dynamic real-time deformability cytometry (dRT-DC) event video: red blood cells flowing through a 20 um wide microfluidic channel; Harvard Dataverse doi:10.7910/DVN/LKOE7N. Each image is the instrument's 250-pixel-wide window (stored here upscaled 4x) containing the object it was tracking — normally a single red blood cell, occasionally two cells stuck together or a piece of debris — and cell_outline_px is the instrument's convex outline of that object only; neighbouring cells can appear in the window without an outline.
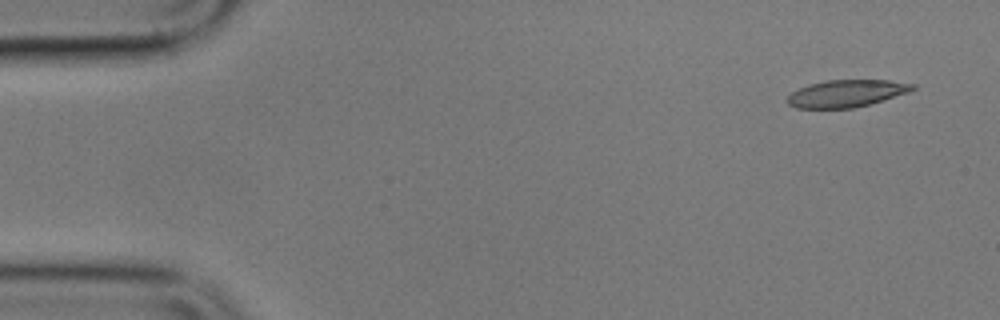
{"species": "common noctule bat (a hibernating species)", "species_latin": "Nyctalus noctula", "temperature_condition": "cold", "stored_images_in_passage": 4, "camera_frame_rate_fps": 3000, "um_per_image_px": 0.085, "animal": {"sex": "male", "body_mass_g": 17.9}, "frame": {"image": 1, "passage_image": 1, "time_ms": 0.0, "image_size_px": [1000, 320], "cell_outline_px": [[916, 88], [908, 92], [868, 104], [852, 108], [796, 108], [788, 104], [784, 100], [792, 92], [808, 84], [828, 80], [888, 80], [916, 84]], "centroid_in_image_um": [71.91, 7.94], "position_along_channel_um": 13.1, "area_um2": 19.71}}
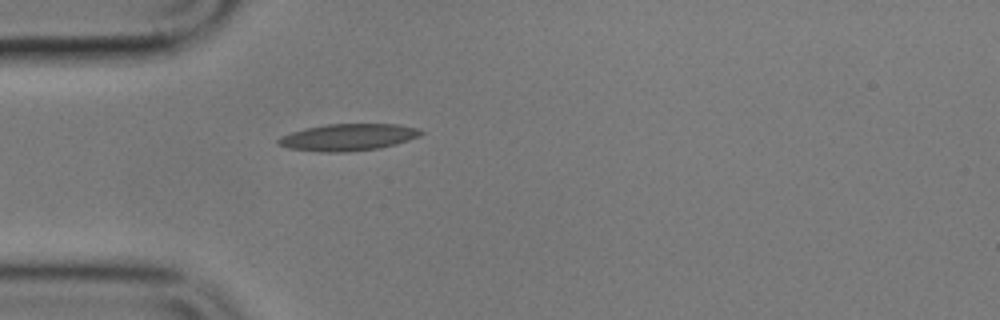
{"frame": {"image": 2, "passage_image": 4, "time_ms": 4.333, "image_size_px": [1000, 320], "cell_outline_px": [[424, 132], [420, 136], [396, 144], [380, 148], [348, 152], [320, 152], [288, 148], [276, 144], [276, 140], [280, 136], [304, 128], [328, 124], [396, 124], [420, 128]], "centroid_in_image_um": [29.58, 11.67], "position_along_channel_um": 55.4, "area_um2": 22.54}}